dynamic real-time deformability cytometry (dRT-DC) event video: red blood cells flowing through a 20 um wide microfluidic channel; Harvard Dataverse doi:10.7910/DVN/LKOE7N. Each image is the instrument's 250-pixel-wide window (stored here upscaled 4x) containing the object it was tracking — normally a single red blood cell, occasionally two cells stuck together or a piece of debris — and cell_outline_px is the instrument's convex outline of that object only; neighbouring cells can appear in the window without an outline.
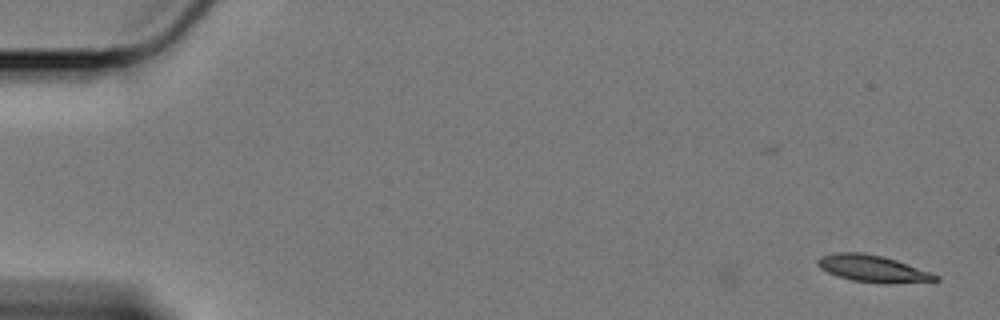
{"species": "Egyptian fruit bat (a non-hibernating species)", "species_latin": "Rousettus aegyptiacus", "temperature_condition": "cold", "stored_images_in_passage": 7, "camera_frame_rate_fps": 3000, "um_per_image_px": 0.085, "animal": {"sex": "female"}, "frame": {"image": 1, "passage_image": 1, "time_ms": 0.0, "image_size_px": [1000, 320], "cell_outline_px": [[940, 280], [852, 280], [828, 272], [820, 268], [816, 264], [816, 260], [820, 256], [836, 252], [864, 252], [896, 260], [940, 276]], "centroid_in_image_um": [74.02, 22.74], "position_along_channel_um": 11.0, "area_um2": 16.99}}